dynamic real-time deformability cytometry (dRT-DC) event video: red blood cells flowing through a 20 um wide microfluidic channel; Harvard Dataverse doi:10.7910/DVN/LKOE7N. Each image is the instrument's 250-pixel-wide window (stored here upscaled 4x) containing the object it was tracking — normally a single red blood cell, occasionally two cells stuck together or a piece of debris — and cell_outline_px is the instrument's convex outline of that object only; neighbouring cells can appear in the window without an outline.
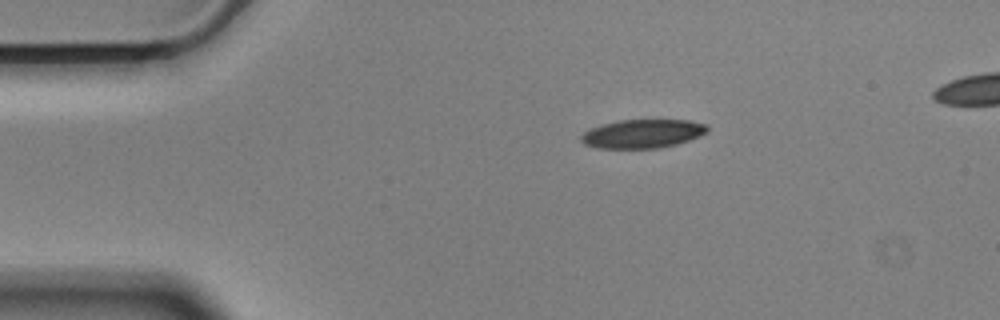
{"species": "Egyptian fruit bat (a non-hibernating species)", "species_latin": "Rousettus aegyptiacus", "temperature_condition": "cold", "stored_images_in_passage": 46, "camera_frame_rate_fps": 3000, "um_per_image_px": 0.085, "animal": {"sex": "male"}, "frame": {"image": 1, "passage_image": 1, "time_ms": 0.0, "image_size_px": [1000, 320], "cell_outline_px": [[708, 132], [700, 136], [676, 144], [660, 148], [596, 148], [584, 144], [580, 140], [580, 136], [584, 132], [592, 128], [604, 124], [620, 120], [688, 120], [704, 124], [708, 128]], "centroid_in_image_um": [54.61, 11.37], "position_along_channel_um": 30.4, "area_um2": 20.98}}
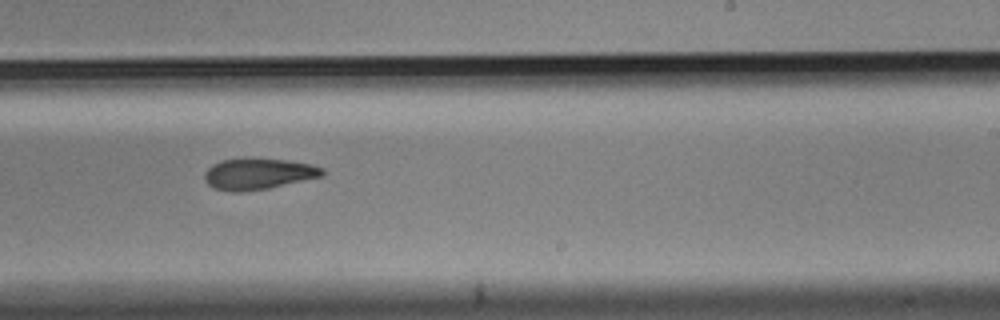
{"frame": {"image": 2, "passage_image": 25, "time_ms": 8.0, "image_size_px": [1000, 320], "cell_outline_px": [[324, 176], [268, 188], [240, 192], [232, 192], [212, 188], [204, 180], [204, 172], [212, 164], [220, 160], [244, 156], [252, 156], [288, 160], [312, 164], [324, 168]], "centroid_in_image_um": [21.92, 14.74], "position_along_channel_um": 267.1, "area_um2": 22.2}}
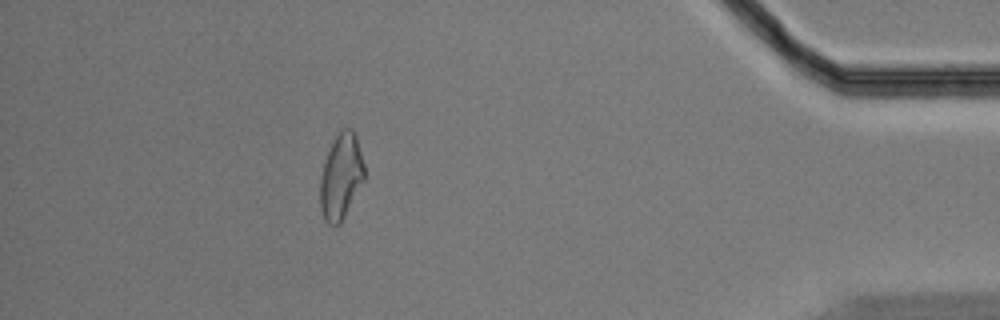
{"frame": {"image": 3, "passage_image": 41, "time_ms": 13.333, "image_size_px": [1000, 320], "cell_outline_px": [[364, 180], [340, 224], [328, 224], [324, 220], [320, 208], [320, 176], [328, 152], [336, 136], [344, 128], [352, 128], [356, 136], [364, 164]], "centroid_in_image_um": [28.98, 15.02], "position_along_channel_um": 406.2, "area_um2": 21.73}}